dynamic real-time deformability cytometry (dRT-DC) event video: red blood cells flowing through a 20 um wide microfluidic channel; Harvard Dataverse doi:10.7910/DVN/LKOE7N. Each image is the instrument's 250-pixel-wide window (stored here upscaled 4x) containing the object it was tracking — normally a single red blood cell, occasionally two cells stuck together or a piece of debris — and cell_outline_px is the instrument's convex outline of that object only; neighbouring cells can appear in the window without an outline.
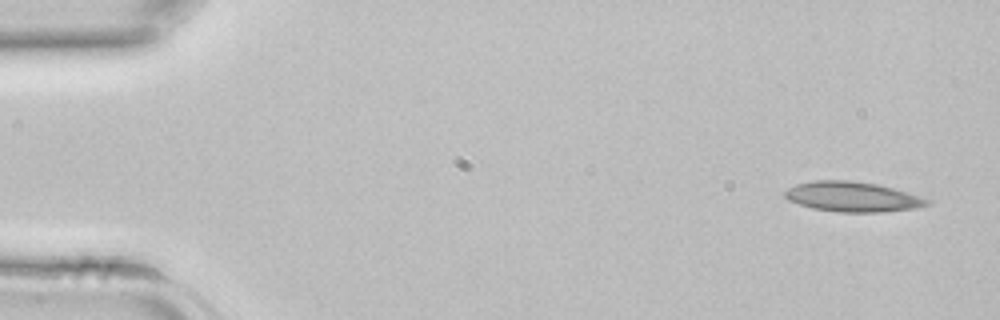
{"species": "common noctule bat (a hibernating species)", "species_latin": "Nyctalus noctula", "temperature_condition": "room temperature", "stored_images_in_passage": 11, "camera_frame_rate_fps": 3000, "um_per_image_px": 0.085, "animal": {"sex": "female", "body_mass_g": 22.7, "forearm_length_mm": 54.2}, "frame": {"image": 1, "passage_image": 1, "time_ms": 0.0, "image_size_px": [1000, 320], "cell_outline_px": [[928, 204], [916, 208], [880, 212], [840, 212], [812, 208], [788, 200], [784, 196], [784, 192], [788, 188], [796, 184], [816, 180], [848, 180], [876, 184], [892, 188], [920, 196], [928, 200]], "centroid_in_image_um": [72.42, 16.72], "position_along_channel_um": 12.6, "area_um2": 24.57}}
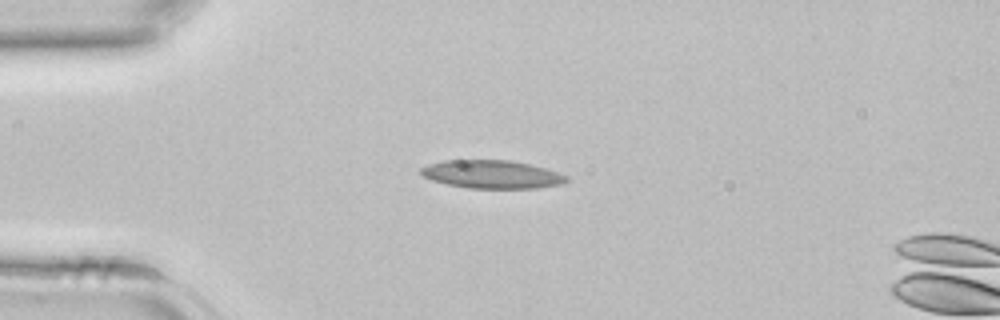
{"frame": {"image": 2, "passage_image": 9, "time_ms": 2.667, "image_size_px": [1000, 320], "cell_outline_px": [[572, 180], [564, 184], [540, 188], [468, 188], [448, 184], [432, 180], [424, 176], [420, 172], [420, 168], [428, 164], [444, 160], [468, 156], [512, 160], [544, 168], [568, 176]], "centroid_in_image_um": [41.8, 14.77], "position_along_channel_um": 43.2, "area_um2": 24.97}}